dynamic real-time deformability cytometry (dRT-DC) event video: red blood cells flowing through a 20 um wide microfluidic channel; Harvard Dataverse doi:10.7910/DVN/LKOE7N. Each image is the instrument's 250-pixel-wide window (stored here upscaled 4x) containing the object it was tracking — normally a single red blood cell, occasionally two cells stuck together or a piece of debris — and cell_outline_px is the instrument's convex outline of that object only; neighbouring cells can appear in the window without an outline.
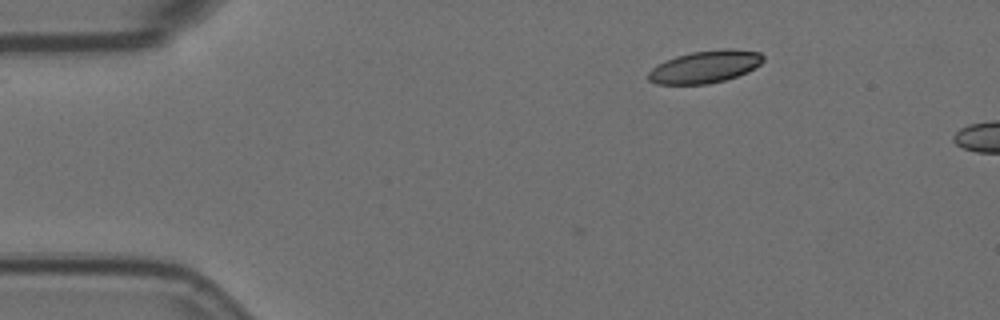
{"species": "Egyptian fruit bat (a non-hibernating species)", "species_latin": "Rousettus aegyptiacus", "temperature_condition": "room temperature", "stored_images_in_passage": 3, "camera_frame_rate_fps": 3000, "um_per_image_px": 0.085, "animal": {"sex": "female"}, "frame": {"image": 1, "passage_image": 1, "time_ms": 0.0, "image_size_px": [1000, 320], "cell_outline_px": [[764, 60], [760, 64], [748, 72], [724, 80], [708, 84], [656, 84], [648, 80], [648, 72], [652, 68], [676, 56], [692, 52], [724, 48], [728, 48], [760, 52], [764, 56]], "centroid_in_image_um": [59.95, 5.67], "position_along_channel_um": 25.0, "area_um2": 21.56}}